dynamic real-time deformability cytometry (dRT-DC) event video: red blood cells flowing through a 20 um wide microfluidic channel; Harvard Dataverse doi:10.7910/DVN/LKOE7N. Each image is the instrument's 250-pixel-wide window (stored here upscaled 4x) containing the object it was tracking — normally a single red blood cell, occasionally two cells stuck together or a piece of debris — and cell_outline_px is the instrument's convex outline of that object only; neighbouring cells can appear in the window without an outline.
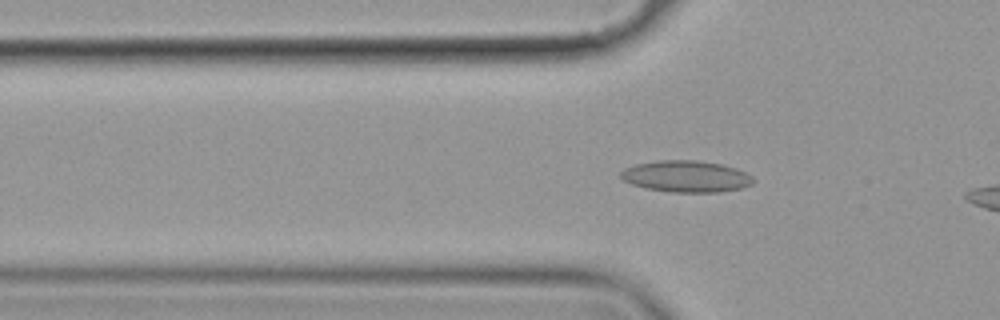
{"species": "common noctule bat (a hibernating species)", "species_latin": "Nyctalus noctula", "temperature_condition": "cold", "stored_images_in_passage": 9, "camera_frame_rate_fps": 3000, "um_per_image_px": 0.085, "animal": {"sex": "female", "body_mass_g": 19.9}, "frame": {"image": 1, "passage_image": 6, "time_ms": 1.667, "image_size_px": [1000, 320], "cell_outline_px": [[756, 180], [752, 184], [744, 188], [720, 192], [668, 192], [644, 188], [632, 184], [624, 180], [620, 176], [620, 172], [624, 168], [636, 164], [660, 160], [696, 160], [724, 164], [736, 168], [752, 176]], "centroid_in_image_um": [58.35, 15.0], "position_along_channel_um": 67.5, "area_um2": 24.62}}